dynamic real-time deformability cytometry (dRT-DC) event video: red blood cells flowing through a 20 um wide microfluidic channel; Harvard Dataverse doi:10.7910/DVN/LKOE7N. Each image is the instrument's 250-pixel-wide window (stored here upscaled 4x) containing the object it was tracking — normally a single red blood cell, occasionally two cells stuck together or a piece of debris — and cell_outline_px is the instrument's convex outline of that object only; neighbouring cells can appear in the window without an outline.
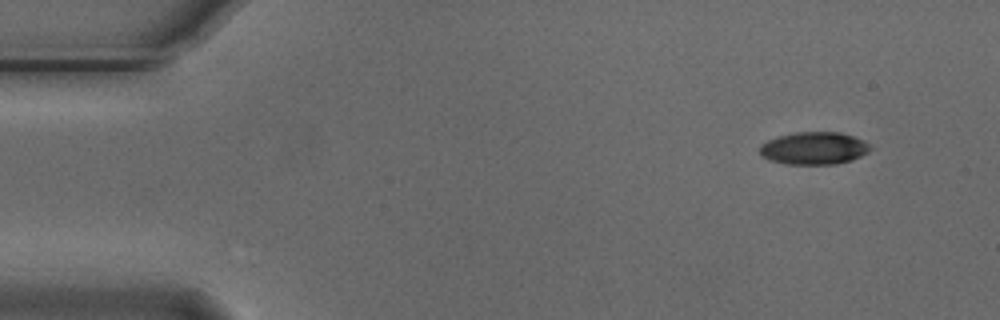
{"species": "Egyptian fruit bat (a non-hibernating species)", "species_latin": "Rousettus aegyptiacus", "temperature_condition": "cold", "stored_images_in_passage": 4, "camera_frame_rate_fps": 3000, "um_per_image_px": 0.085, "animal": {"sex": "male"}, "frame": {"image": 1, "passage_image": 1, "time_ms": 0.0, "image_size_px": [1000, 320], "cell_outline_px": [[872, 148], [868, 152], [852, 160], [836, 164], [788, 164], [772, 160], [760, 156], [760, 144], [768, 140], [780, 136], [796, 132], [840, 132], [852, 136], [868, 144]], "centroid_in_image_um": [69.17, 12.6], "position_along_channel_um": 15.8, "area_um2": 20.75}}
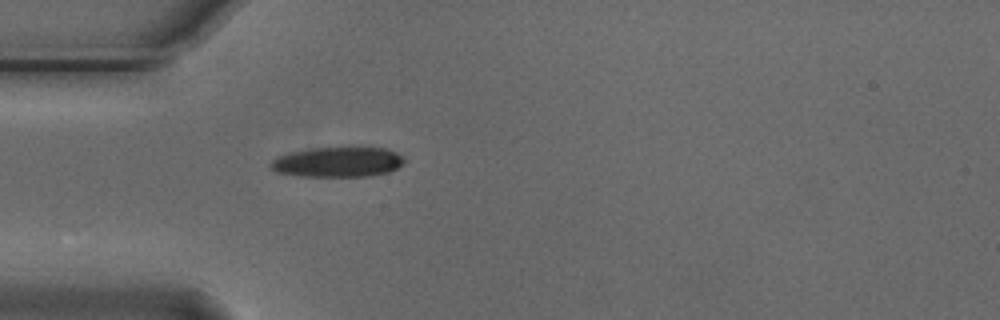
{"frame": {"image": 2, "passage_image": 4, "time_ms": 1.0, "image_size_px": [1000, 320], "cell_outline_px": [[404, 160], [396, 168], [388, 172], [364, 176], [300, 176], [276, 172], [268, 164], [272, 160], [280, 156], [292, 152], [312, 148], [388, 148], [404, 156]], "centroid_in_image_um": [28.7, 13.77], "position_along_channel_um": 56.3, "area_um2": 23.06}}